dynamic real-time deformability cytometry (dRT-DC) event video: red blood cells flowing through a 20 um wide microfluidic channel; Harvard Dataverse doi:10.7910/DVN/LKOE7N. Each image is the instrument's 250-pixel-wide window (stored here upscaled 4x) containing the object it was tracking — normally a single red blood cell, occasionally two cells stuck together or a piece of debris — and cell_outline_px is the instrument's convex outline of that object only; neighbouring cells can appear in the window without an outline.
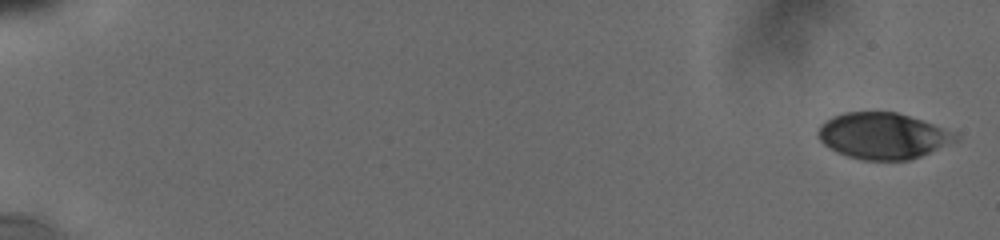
{"species": "human", "species_latin": "Homo sapiens", "temperature_condition": "cold", "stored_images_in_passage": 18, "camera_frame_rate_fps": 3000, "um_per_image_px": 0.085, "donor": {"sex": "male"}, "frame": {"image": 1, "passage_image": 1, "time_ms": 0.0, "image_size_px": [1000, 240], "cell_outline_px": [[960, 140], [920, 156], [908, 160], [860, 160], [848, 156], [824, 144], [820, 140], [816, 132], [820, 124], [824, 120], [832, 116], [844, 112], [896, 112], [956, 132], [960, 136]], "centroid_in_image_um": [75.05, 11.54], "position_along_channel_um": 10.0, "area_um2": 36.93}}
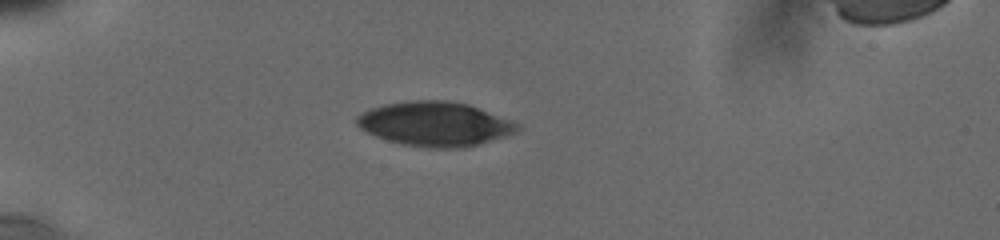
{"frame": {"image": 2, "passage_image": 10, "time_ms": 5.333, "image_size_px": [1000, 240], "cell_outline_px": [[520, 128], [504, 136], [464, 148], [428, 148], [400, 144], [376, 136], [360, 128], [356, 124], [356, 116], [372, 108], [384, 104], [416, 100], [444, 100], [468, 104], [512, 120], [520, 124]], "centroid_in_image_um": [36.96, 10.54], "position_along_channel_um": 48.0, "area_um2": 41.21}}
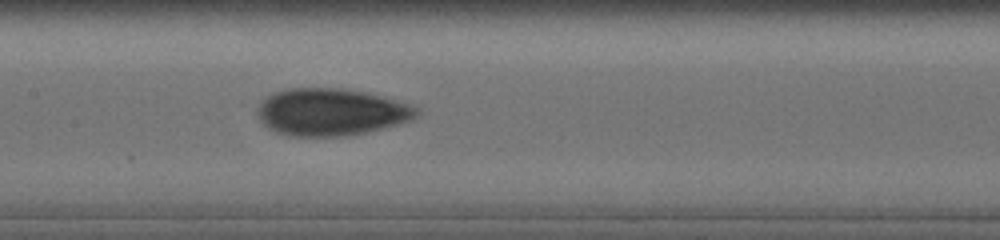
{"frame": {"image": 3, "passage_image": 18, "time_ms": 9.667, "image_size_px": [1000, 240], "cell_outline_px": [[420, 116], [412, 120], [400, 124], [384, 128], [344, 136], [288, 136], [276, 132], [268, 128], [260, 120], [256, 112], [256, 108], [264, 96], [288, 88], [340, 88], [368, 92], [384, 96], [420, 108]], "centroid_in_image_um": [28.15, 9.52], "position_along_channel_um": 179.3, "area_um2": 44.27}}